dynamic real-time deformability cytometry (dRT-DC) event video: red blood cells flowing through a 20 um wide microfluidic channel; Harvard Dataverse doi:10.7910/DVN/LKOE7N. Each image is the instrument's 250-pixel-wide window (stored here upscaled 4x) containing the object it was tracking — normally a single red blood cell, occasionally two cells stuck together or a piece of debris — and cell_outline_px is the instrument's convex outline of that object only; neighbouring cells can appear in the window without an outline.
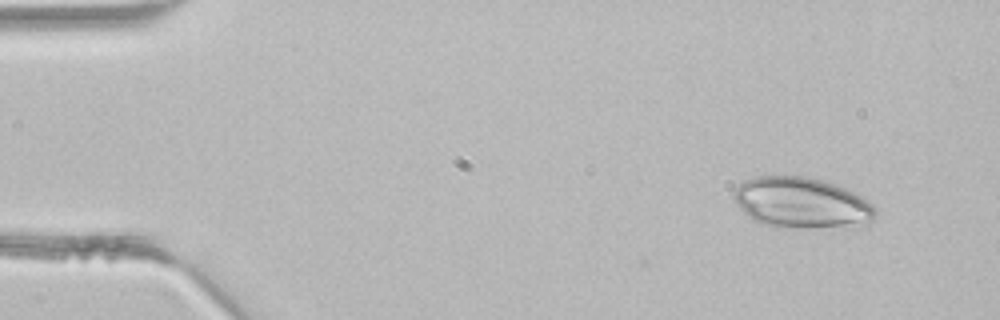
{"species": "common noctule bat (a hibernating species)", "species_latin": "Nyctalus noctula", "temperature_condition": "room temperature", "stored_images_in_passage": 3, "camera_frame_rate_fps": 3000, "um_per_image_px": 0.085, "animal": {"sex": "male", "body_mass_g": 21.5, "forearm_length_mm": 52.0}, "frame": {"image": 1, "passage_image": 1, "time_ms": 0.0, "image_size_px": [1000, 320], "cell_outline_px": [[876, 212], [872, 220], [868, 224], [776, 228], [760, 224], [752, 220], [736, 204], [732, 196], [732, 192], [744, 180], [756, 176], [808, 176], [844, 188], [860, 196], [872, 204], [876, 208]], "centroid_in_image_um": [68.05, 17.23], "position_along_channel_um": 16.9, "area_um2": 41.62}}